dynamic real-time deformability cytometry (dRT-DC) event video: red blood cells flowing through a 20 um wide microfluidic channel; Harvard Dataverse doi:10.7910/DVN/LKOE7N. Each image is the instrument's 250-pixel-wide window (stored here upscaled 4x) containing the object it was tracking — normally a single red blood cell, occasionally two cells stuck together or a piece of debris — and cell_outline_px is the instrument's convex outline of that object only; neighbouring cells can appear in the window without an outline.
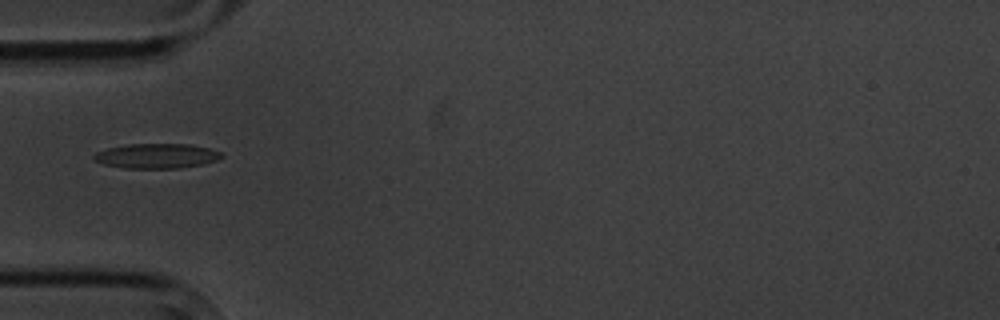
{"species": "common noctule bat (a hibernating species)", "species_latin": "Nyctalus noctula", "temperature_condition": "cold", "stored_images_in_passage": 12, "camera_frame_rate_fps": 3000, "um_per_image_px": 0.085, "animal": {"sex": "male", "body_mass_g": 20.1, "forearm_length_mm": 53.5}, "frame": {"image": 1, "passage_image": 4, "time_ms": 4.667, "image_size_px": [1000, 320], "cell_outline_px": [[224, 156], [216, 160], [204, 164], [180, 168], [124, 168], [104, 164], [96, 160], [92, 156], [96, 152], [108, 148], [128, 144], [192, 144], [208, 148], [220, 152]], "centroid_in_image_um": [13.33, 13.25], "position_along_channel_um": 71.7, "area_um2": 18.38}}
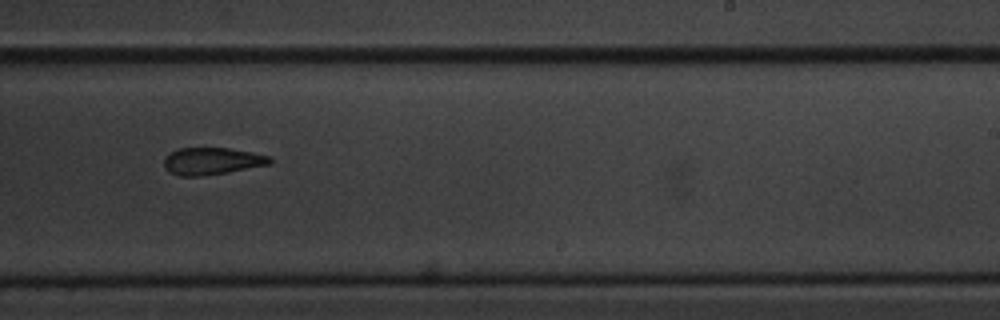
{"frame": {"image": 2, "passage_image": 9, "time_ms": 10.333, "image_size_px": [1000, 320], "cell_outline_px": [[272, 164], [228, 172], [200, 176], [180, 176], [168, 172], [164, 168], [164, 160], [172, 152], [180, 148], [228, 148], [252, 152], [272, 156]], "centroid_in_image_um": [18.06, 13.7], "position_along_channel_um": 270.9, "area_um2": 16.76}}
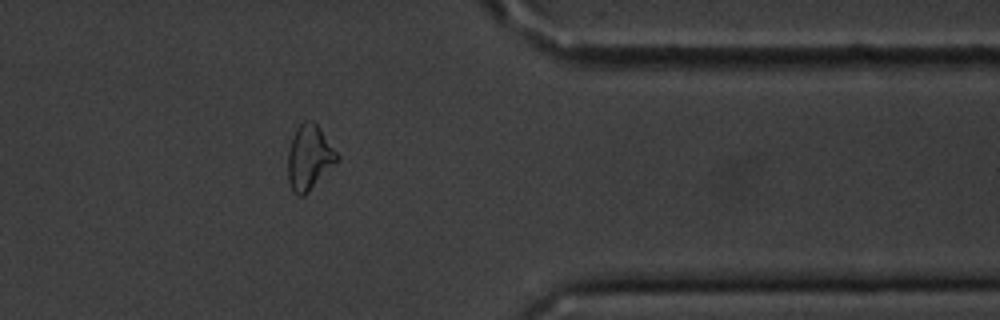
{"frame": {"image": 3, "passage_image": 12, "time_ms": 14.0, "image_size_px": [1000, 320], "cell_outline_px": [[340, 156], [308, 192], [304, 196], [300, 196], [292, 188], [288, 180], [288, 152], [292, 136], [296, 128], [304, 120], [312, 120], [320, 128]], "centroid_in_image_um": [26.26, 13.34], "position_along_channel_um": 385.1, "area_um2": 18.15}, "authors_computed_cell_mechanics": {"area_um2": 18.1203, "velocity_mm_per_s": 3.5119, "shape_relaxation_time_tau1_ms": 6.8863, "shape_relaxation_time_tau2_ms": 4.9832, "deformation_change_tau1": 0.1474, "deformation_change_tau2": 0.1538}}